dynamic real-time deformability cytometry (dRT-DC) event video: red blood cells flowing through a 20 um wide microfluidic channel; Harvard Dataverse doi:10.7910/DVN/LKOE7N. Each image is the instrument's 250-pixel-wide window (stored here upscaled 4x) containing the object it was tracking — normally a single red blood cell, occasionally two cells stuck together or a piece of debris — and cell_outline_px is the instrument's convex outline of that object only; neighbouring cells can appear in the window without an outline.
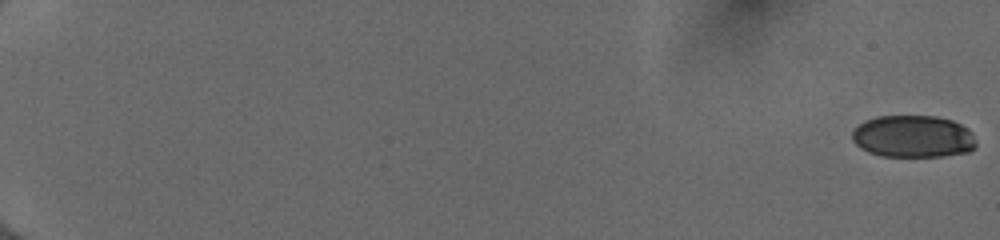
{"species": "human", "species_latin": "Homo sapiens", "temperature_condition": "cold", "stored_images_in_passage": 55, "camera_frame_rate_fps": 3000, "um_per_image_px": 0.085, "donor": {"sex": "female"}, "frame": {"image": 1, "passage_image": 1, "time_ms": 0.0, "image_size_px": [1000, 240], "cell_outline_px": [[976, 144], [968, 152], [944, 156], [880, 156], [868, 152], [860, 148], [852, 140], [852, 132], [864, 120], [876, 116], [936, 116], [952, 120], [968, 128], [972, 132], [976, 140]], "centroid_in_image_um": [77.61, 11.6], "position_along_channel_um": 7.4, "area_um2": 30.63}}
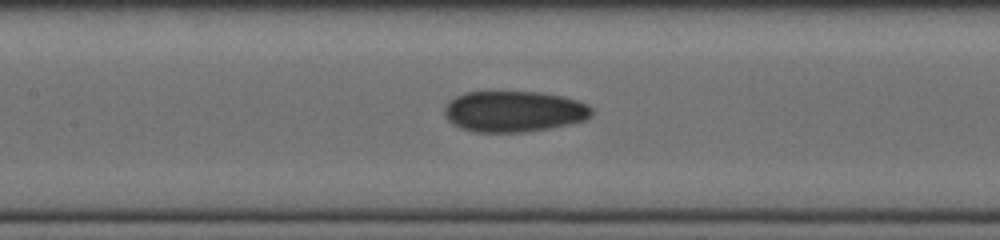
{"frame": {"image": 2, "passage_image": 30, "time_ms": 9.667, "image_size_px": [1000, 240], "cell_outline_px": [[592, 116], [584, 120], [568, 124], [548, 128], [524, 132], [476, 132], [460, 128], [448, 120], [444, 116], [444, 108], [448, 100], [464, 92], [488, 88], [544, 92], [564, 96], [588, 104], [592, 108]], "centroid_in_image_um": [43.63, 9.41], "position_along_channel_um": 163.8, "area_um2": 36.53}}
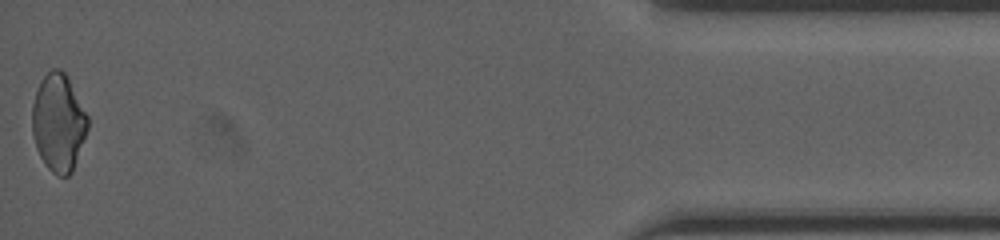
{"frame": {"image": 3, "passage_image": 55, "time_ms": 18.0, "image_size_px": [1000, 240], "cell_outline_px": [[88, 128], [72, 172], [68, 176], [56, 176], [48, 168], [40, 156], [36, 148], [32, 132], [32, 104], [40, 80], [52, 68], [60, 68], [68, 76], [88, 116]], "centroid_in_image_um": [4.96, 10.41], "position_along_channel_um": 430.2, "area_um2": 31.67}, "authors_computed_cell_mechanics": {"area_um2": 33.1194, "velocity_mm_per_s": 4.0178, "shape_relaxation_time_tau1_ms": null, "shape_relaxation_time_tau2_ms": 6.4316, "deformation_change_tau1": null, "deformation_change_tau2": 0.1122}}